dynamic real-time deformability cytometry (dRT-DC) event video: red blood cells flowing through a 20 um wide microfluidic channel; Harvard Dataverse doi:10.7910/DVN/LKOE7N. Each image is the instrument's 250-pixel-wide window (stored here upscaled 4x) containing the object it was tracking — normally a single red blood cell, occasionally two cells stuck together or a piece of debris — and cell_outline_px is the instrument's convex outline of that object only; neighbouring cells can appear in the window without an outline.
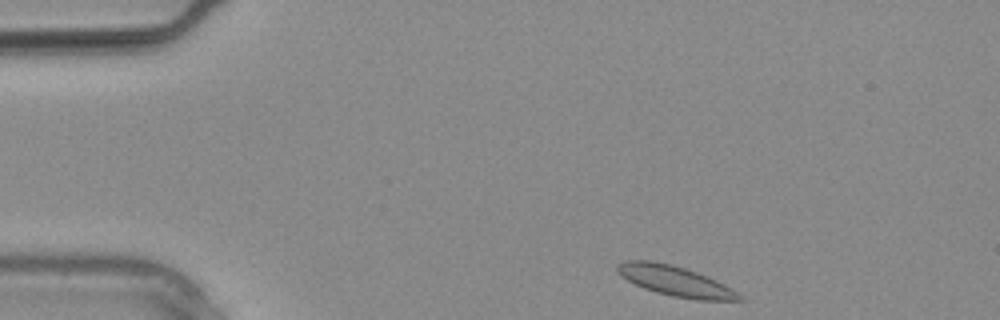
{"species": "common noctule bat (a hibernating species)", "species_latin": "Nyctalus noctula", "temperature_condition": "warm", "stored_images_in_passage": 2, "camera_frame_rate_fps": 3000, "um_per_image_px": 0.085, "animal": {"sex": "male", "body_mass_g": 20.4}, "frame": {"image": 1, "passage_image": 1, "time_ms": 0.0, "image_size_px": [1000, 320], "cell_outline_px": [[744, 300], [696, 300], [672, 296], [656, 292], [644, 288], [620, 276], [616, 272], [616, 264], [624, 260], [648, 260], [672, 264], [696, 272], [716, 280], [724, 284], [744, 296]], "centroid_in_image_um": [57.38, 23.88], "position_along_channel_um": 27.6, "area_um2": 21.44}}